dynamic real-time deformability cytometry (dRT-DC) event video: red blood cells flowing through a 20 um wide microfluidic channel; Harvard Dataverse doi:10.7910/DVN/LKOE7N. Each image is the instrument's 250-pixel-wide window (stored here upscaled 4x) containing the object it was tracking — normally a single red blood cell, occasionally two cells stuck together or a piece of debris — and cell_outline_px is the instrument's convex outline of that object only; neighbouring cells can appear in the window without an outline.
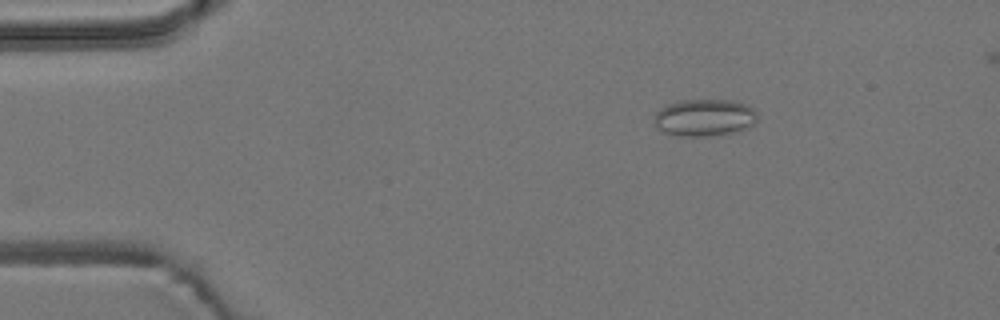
{"species": "common noctule bat (a hibernating species)", "species_latin": "Nyctalus noctula", "temperature_condition": "room temperature", "stored_images_in_passage": 47, "camera_frame_rate_fps": 3000, "um_per_image_px": 0.085, "animal": {"sex": "male", "body_mass_g": 19.2, "forearm_length_mm": 51.8}, "frame": {"image": 1, "passage_image": 1, "time_ms": 0.0, "image_size_px": [1000, 320], "cell_outline_px": [[756, 120], [748, 128], [740, 132], [708, 136], [680, 136], [664, 132], [656, 124], [656, 112], [660, 108], [668, 104], [680, 100], [732, 100], [748, 104], [756, 112]], "centroid_in_image_um": [59.93, 9.99], "position_along_channel_um": 25.1, "area_um2": 22.31}}
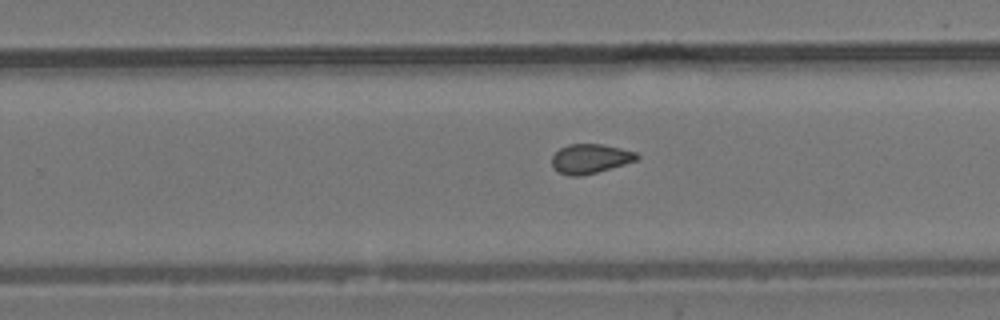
{"frame": {"image": 2, "passage_image": 27, "time_ms": 8.667, "image_size_px": [1000, 320], "cell_outline_px": [[640, 156], [636, 160], [624, 164], [596, 172], [580, 176], [568, 176], [552, 168], [552, 156], [560, 148], [568, 144], [604, 144], [636, 152]], "centroid_in_image_um": [50.15, 13.48], "position_along_channel_um": 279.7, "area_um2": 14.51}}
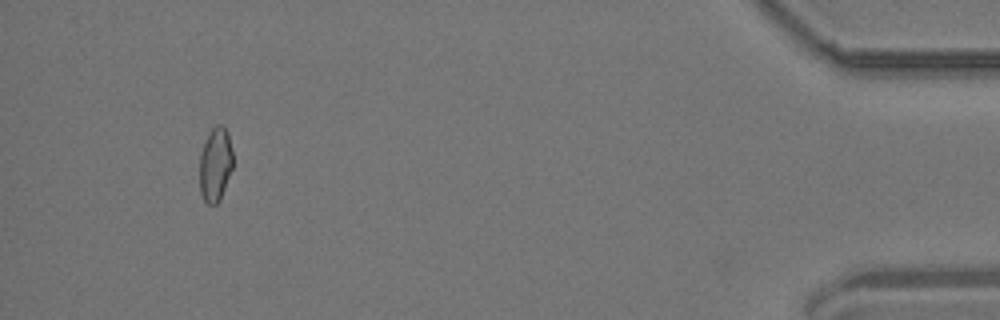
{"frame": {"image": 3, "passage_image": 44, "time_ms": 14.333, "image_size_px": [1000, 320], "cell_outline_px": [[232, 168], [220, 200], [216, 204], [208, 204], [204, 200], [200, 192], [200, 152], [208, 132], [216, 124], [224, 124], [228, 132], [232, 148]], "centroid_in_image_um": [18.3, 13.93], "position_along_channel_um": 416.9, "area_um2": 14.57}, "authors_computed_cell_mechanics": {"area_um2": 14.9124, "velocity_mm_per_s": 3.7291, "shape_relaxation_time_tau1_ms": null, "shape_relaxation_time_tau2_ms": 2.5063, "deformation_change_tau1": null, "deformation_change_tau2": 0.0744}}